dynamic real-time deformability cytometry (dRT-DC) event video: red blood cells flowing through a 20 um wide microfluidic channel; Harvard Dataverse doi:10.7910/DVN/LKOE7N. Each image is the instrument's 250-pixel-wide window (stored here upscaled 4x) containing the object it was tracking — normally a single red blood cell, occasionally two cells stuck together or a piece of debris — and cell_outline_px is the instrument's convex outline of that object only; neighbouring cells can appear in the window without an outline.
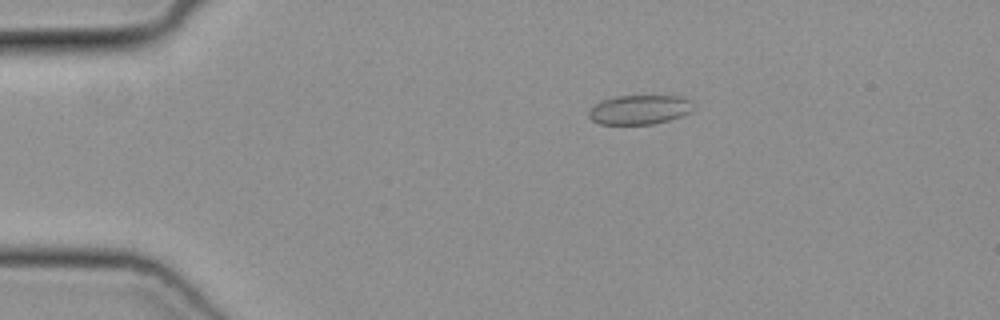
{"species": "common noctule bat (a hibernating species)", "species_latin": "Nyctalus noctula", "temperature_condition": "cold", "stored_images_in_passage": 43, "camera_frame_rate_fps": 3000, "um_per_image_px": 0.085, "animal": {"sex": "female", "body_mass_g": 19.3, "forearm_length_mm": 54.1}, "frame": {"image": 1, "passage_image": 3, "time_ms": 0.667, "image_size_px": [1000, 320], "cell_outline_px": [[692, 112], [668, 120], [652, 124], [600, 124], [592, 120], [588, 116], [588, 112], [600, 100], [616, 96], [684, 96], [688, 100]], "centroid_in_image_um": [54.31, 9.32], "position_along_channel_um": 30.7, "area_um2": 17.69}}
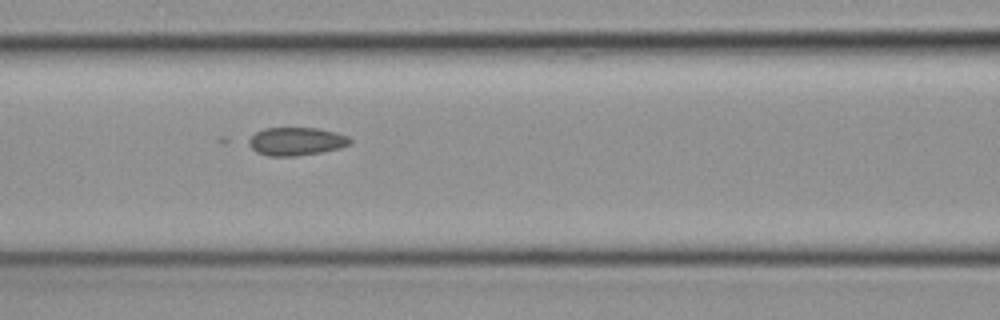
{"frame": {"image": 2, "passage_image": 15, "time_ms": 4.667, "image_size_px": [1000, 320], "cell_outline_px": [[352, 140], [348, 144], [340, 148], [320, 152], [296, 156], [268, 156], [256, 152], [244, 140], [256, 132], [264, 128], [320, 128], [336, 132], [348, 136]], "centroid_in_image_um": [25.13, 12.01], "position_along_channel_um": 141.5, "area_um2": 16.76}}
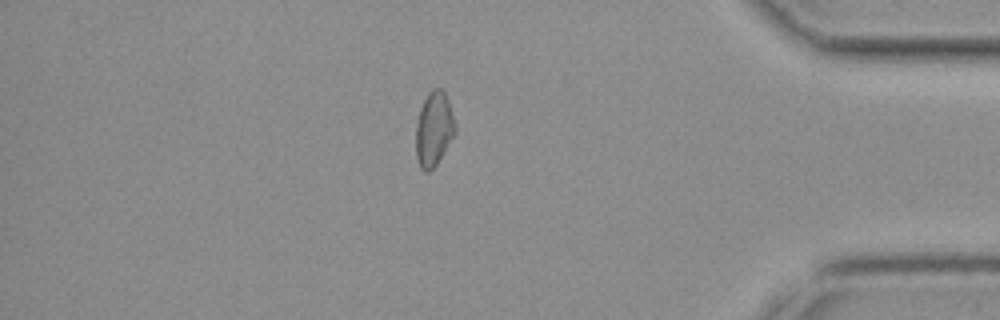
{"frame": {"image": 3, "passage_image": 36, "time_ms": 11.667, "image_size_px": [1000, 320], "cell_outline_px": [[456, 132], [436, 164], [428, 172], [424, 172], [420, 168], [416, 156], [416, 124], [420, 108], [428, 92], [432, 88], [440, 88], [444, 92], [448, 100], [456, 128]], "centroid_in_image_um": [36.86, 10.96], "position_along_channel_um": 398.3, "area_um2": 16.88}}